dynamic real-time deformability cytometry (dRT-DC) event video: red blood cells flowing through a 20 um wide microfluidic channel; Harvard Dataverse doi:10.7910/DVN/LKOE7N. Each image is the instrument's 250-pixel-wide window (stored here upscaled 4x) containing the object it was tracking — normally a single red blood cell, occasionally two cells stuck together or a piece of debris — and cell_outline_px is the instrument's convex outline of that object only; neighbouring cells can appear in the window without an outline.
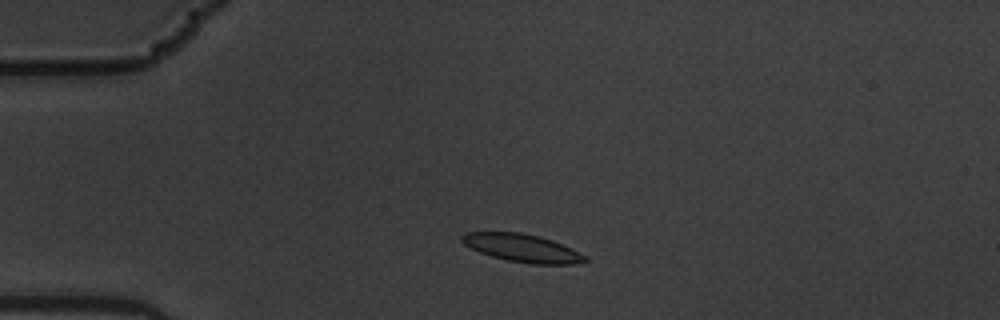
{"species": "common noctule bat (a hibernating species)", "species_latin": "Nyctalus noctula", "temperature_condition": "warm", "stored_images_in_passage": 3, "camera_frame_rate_fps": 3000, "um_per_image_px": 0.085, "animal": {"sex": "male", "body_mass_g": 19.5, "forearm_length_mm": 54.6}, "frame": {"image": 1, "passage_image": 2, "time_ms": 0.333, "image_size_px": [1000, 320], "cell_outline_px": [[588, 260], [576, 264], [528, 264], [504, 260], [480, 252], [464, 244], [460, 240], [460, 236], [468, 232], [520, 232], [540, 236], [552, 240], [572, 248], [588, 256]], "centroid_in_image_um": [44.42, 21.09], "position_along_channel_um": 40.6, "area_um2": 20.23}}